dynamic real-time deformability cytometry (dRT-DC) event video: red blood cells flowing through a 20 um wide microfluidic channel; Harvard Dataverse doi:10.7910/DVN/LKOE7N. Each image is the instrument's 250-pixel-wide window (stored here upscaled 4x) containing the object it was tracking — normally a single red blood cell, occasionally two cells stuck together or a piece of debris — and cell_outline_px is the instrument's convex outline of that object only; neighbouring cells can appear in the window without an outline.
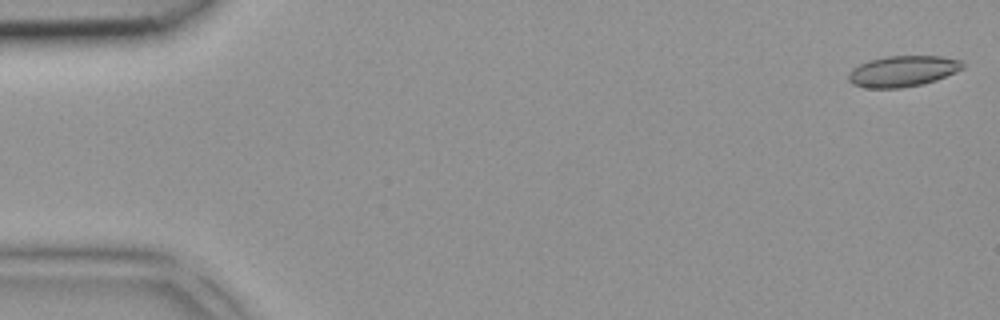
{"species": "common noctule bat (a hibernating species)", "species_latin": "Nyctalus noctula", "temperature_condition": "room temperature", "stored_images_in_passage": 3, "camera_frame_rate_fps": 3000, "um_per_image_px": 0.085, "animal": {"sex": "female", "body_mass_g": 18.4}, "frame": {"image": 1, "passage_image": 1, "time_ms": 0.0, "image_size_px": [1000, 320], "cell_outline_px": [[964, 68], [956, 72], [936, 80], [924, 84], [900, 88], [868, 88], [852, 84], [848, 80], [848, 72], [852, 68], [868, 60], [888, 56], [940, 56], [964, 60]], "centroid_in_image_um": [76.75, 6.05], "position_along_channel_um": 8.3, "area_um2": 20.81}}
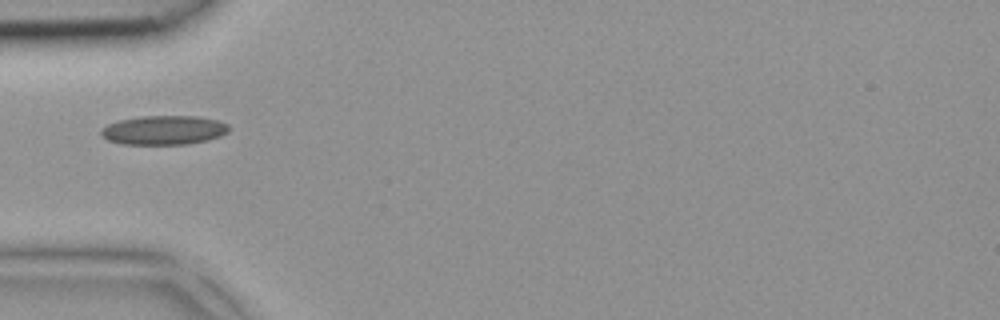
{"frame": {"image": 2, "passage_image": 2, "time_ms": 0.333, "image_size_px": [1000, 320], "cell_outline_px": [[232, 128], [228, 132], [220, 136], [208, 140], [188, 144], [120, 144], [108, 140], [100, 136], [100, 128], [108, 124], [120, 120], [140, 116], [196, 116], [220, 120], [228, 124]], "centroid_in_image_um": [13.94, 11.06], "position_along_channel_um": 71.1, "area_um2": 22.02}}